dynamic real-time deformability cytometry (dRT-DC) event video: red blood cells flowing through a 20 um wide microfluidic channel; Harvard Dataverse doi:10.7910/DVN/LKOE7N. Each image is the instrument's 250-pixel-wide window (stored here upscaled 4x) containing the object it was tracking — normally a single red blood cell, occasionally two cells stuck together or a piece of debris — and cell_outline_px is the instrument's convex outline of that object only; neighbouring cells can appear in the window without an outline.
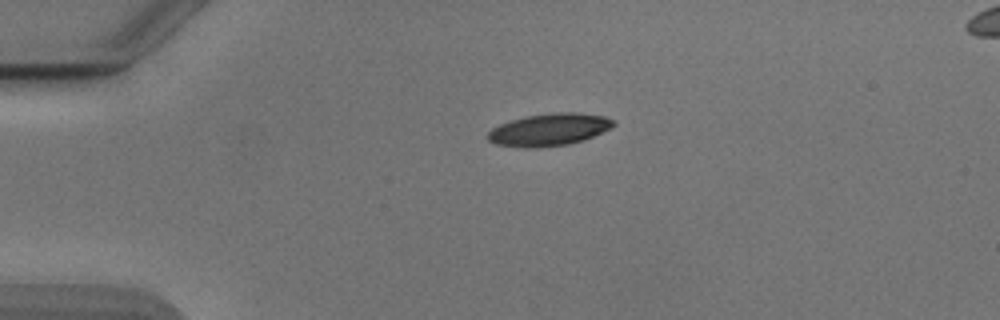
{"species": "Egyptian fruit bat (a non-hibernating species)", "species_latin": "Rousettus aegyptiacus", "temperature_condition": "cold", "stored_images_in_passage": 42, "camera_frame_rate_fps": 3000, "um_per_image_px": 0.085, "animal": {"sex": "male"}, "frame": {"image": 1, "passage_image": 1, "time_ms": 0.0, "image_size_px": [1000, 320], "cell_outline_px": [[616, 124], [612, 128], [592, 136], [568, 144], [536, 148], [524, 148], [496, 144], [488, 140], [488, 132], [492, 128], [500, 124], [524, 116], [552, 112], [576, 112], [604, 116], [616, 120]], "centroid_in_image_um": [46.69, 11.01], "position_along_channel_um": 38.3, "area_um2": 23.7}}
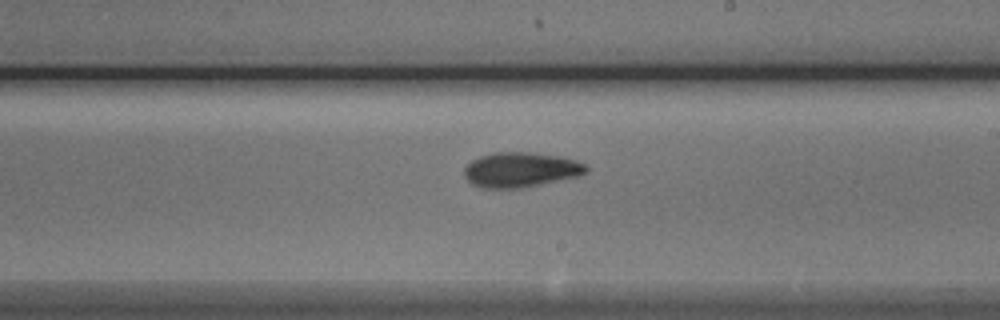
{"frame": {"image": 2, "passage_image": 20, "time_ms": 6.333, "image_size_px": [1000, 320], "cell_outline_px": [[588, 172], [580, 176], [520, 188], [484, 188], [472, 184], [464, 176], [464, 168], [472, 160], [480, 156], [492, 152], [532, 152], [560, 156], [576, 160], [588, 164]], "centroid_in_image_um": [44.29, 14.42], "position_along_channel_um": 244.7, "area_um2": 25.03}}
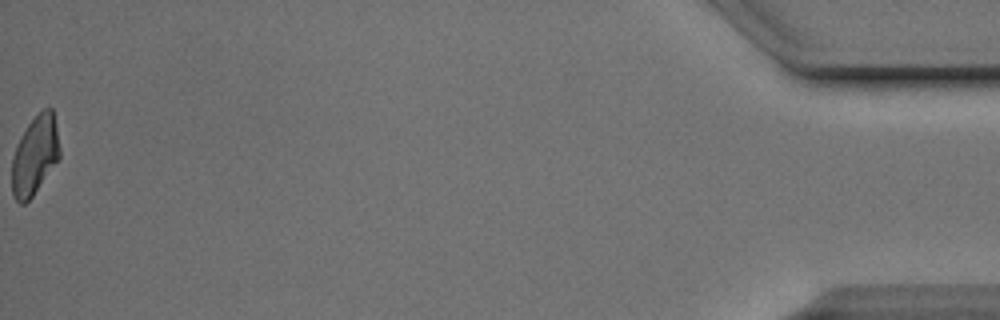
{"frame": {"image": 3, "passage_image": 42, "time_ms": 13.667, "image_size_px": [1000, 320], "cell_outline_px": [[60, 156], [32, 196], [24, 204], [20, 204], [12, 196], [12, 156], [16, 144], [28, 124], [44, 108], [52, 108], [60, 148]], "centroid_in_image_um": [2.94, 13.22], "position_along_channel_um": 432.3, "area_um2": 21.62}, "authors_computed_cell_mechanics": {"area_um2": 23.6691, "velocity_mm_per_s": 3.8897, "shape_relaxation_time_tau1_ms": 3.9335, "shape_relaxation_time_tau2_ms": 3.5021, "deformation_change_tau1": 0.1429, "deformation_change_tau2": 0.1021}}